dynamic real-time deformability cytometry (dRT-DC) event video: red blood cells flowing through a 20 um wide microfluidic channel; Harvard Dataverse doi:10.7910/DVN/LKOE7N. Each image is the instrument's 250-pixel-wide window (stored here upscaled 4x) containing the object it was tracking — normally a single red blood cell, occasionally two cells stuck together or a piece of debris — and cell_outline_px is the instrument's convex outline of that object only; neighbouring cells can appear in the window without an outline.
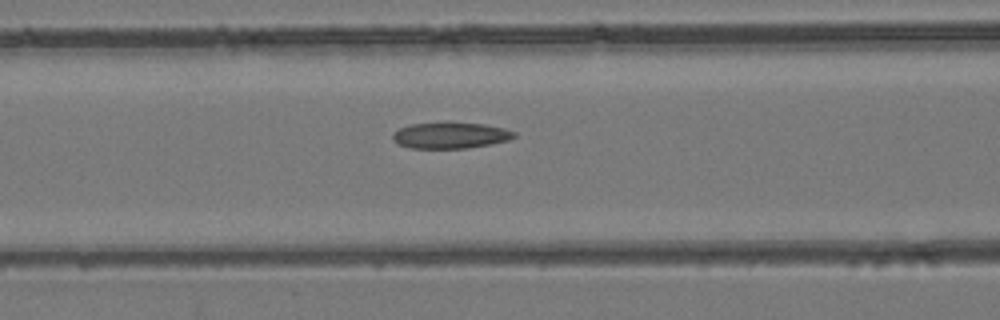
{"species": "common noctule bat (a hibernating species)", "species_latin": "Nyctalus noctula", "temperature_condition": "room temperature", "stored_images_in_passage": 33, "camera_frame_rate_fps": 3000, "um_per_image_px": 0.085, "animal": {"sex": "female", "body_mass_g": 24.6, "forearm_length_mm": 56.2}, "frame": {"image": 1, "passage_image": 5, "time_ms": 1.333, "image_size_px": [1000, 320], "cell_outline_px": [[516, 136], [508, 140], [468, 148], [412, 148], [400, 144], [392, 140], [392, 132], [400, 128], [412, 124], [484, 124], [504, 128], [516, 132]], "centroid_in_image_um": [38.28, 11.53], "position_along_channel_um": 128.3, "area_um2": 17.92}}
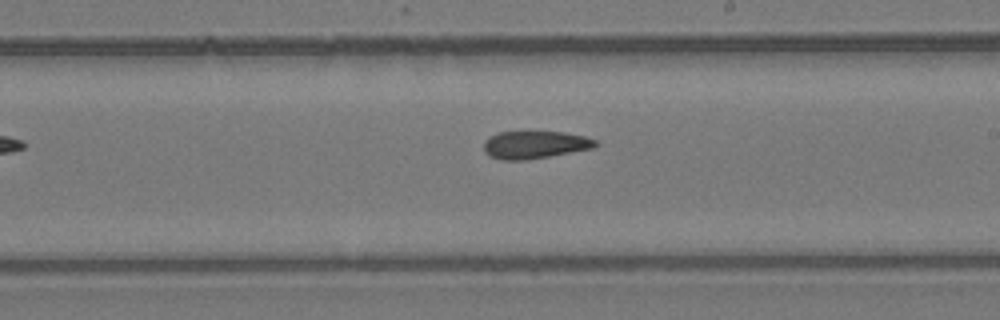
{"frame": {"image": 2, "passage_image": 13, "time_ms": 4.0, "image_size_px": [1000, 320], "cell_outline_px": [[600, 144], [592, 148], [528, 160], [500, 160], [488, 156], [484, 152], [484, 140], [488, 136], [500, 132], [564, 132], [584, 136], [596, 140]], "centroid_in_image_um": [45.42, 12.31], "position_along_channel_um": 243.6, "area_um2": 18.09}}
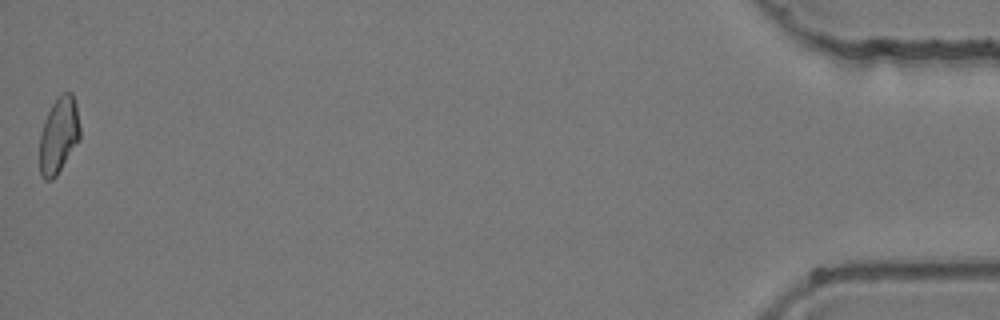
{"frame": {"image": 3, "passage_image": 33, "time_ms": 10.667, "image_size_px": [1000, 320], "cell_outline_px": [[80, 140], [56, 176], [52, 180], [44, 180], [40, 176], [40, 132], [44, 120], [52, 104], [60, 92], [72, 92], [76, 100], [80, 124]], "centroid_in_image_um": [5.01, 11.47], "position_along_channel_um": 430.2, "area_um2": 18.32}}